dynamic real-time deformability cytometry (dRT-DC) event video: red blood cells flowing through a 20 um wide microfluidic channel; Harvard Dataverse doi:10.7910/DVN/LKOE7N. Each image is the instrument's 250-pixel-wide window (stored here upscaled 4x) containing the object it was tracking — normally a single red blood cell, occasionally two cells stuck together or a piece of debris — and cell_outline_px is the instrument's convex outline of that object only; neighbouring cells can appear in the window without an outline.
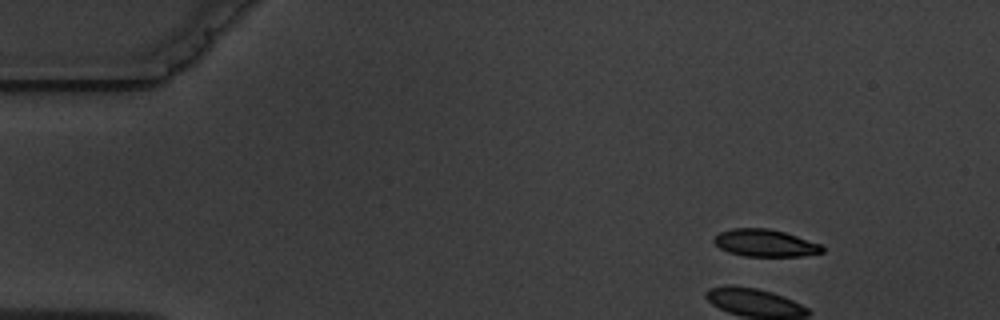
{"species": "common noctule bat (a hibernating species)", "species_latin": "Nyctalus noctula", "temperature_condition": "warm", "stored_images_in_passage": 5, "camera_frame_rate_fps": 3000, "um_per_image_px": 0.085, "animal": {"sex": "male", "body_mass_g": 19.5, "forearm_length_mm": 54.6}, "frame": {"image": 1, "passage_image": 1, "time_ms": 0.0, "image_size_px": [1000, 320], "cell_outline_px": [[824, 252], [800, 256], [744, 256], [728, 252], [720, 248], [712, 240], [720, 232], [732, 228], [768, 228], [784, 232], [820, 244], [824, 248]], "centroid_in_image_um": [65.01, 20.66], "position_along_channel_um": 20.0, "area_um2": 17.05}}